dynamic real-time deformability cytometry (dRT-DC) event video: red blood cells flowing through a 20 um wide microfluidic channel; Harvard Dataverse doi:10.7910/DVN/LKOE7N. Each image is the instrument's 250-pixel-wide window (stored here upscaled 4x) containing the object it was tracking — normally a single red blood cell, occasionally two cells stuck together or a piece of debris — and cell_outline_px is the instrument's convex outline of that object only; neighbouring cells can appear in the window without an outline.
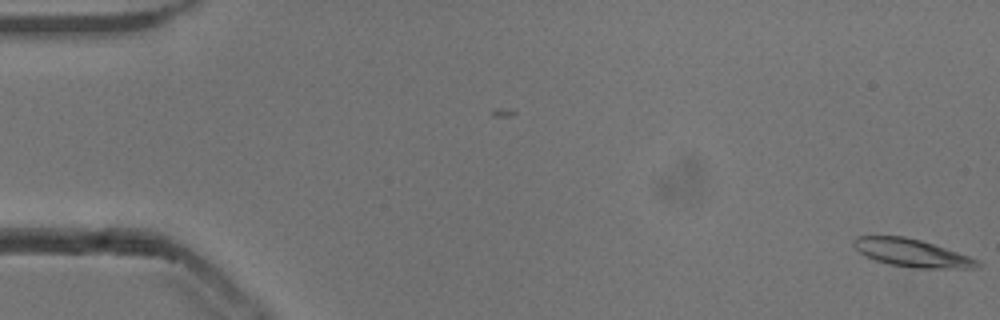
{"species": "common noctule bat (a hibernating species)", "species_latin": "Nyctalus noctula", "temperature_condition": "cold", "stored_images_in_passage": 54, "camera_frame_rate_fps": 3000, "um_per_image_px": 0.085, "animal": {"sex": "male", "body_mass_g": 13.3}, "frame": {"image": 1, "passage_image": 1, "time_ms": 0.0, "image_size_px": [1000, 320], "cell_outline_px": [[984, 264], [980, 268], [916, 268], [888, 264], [864, 256], [852, 244], [852, 240], [856, 236], [904, 236], [920, 240], [980, 260]], "centroid_in_image_um": [77.52, 21.51], "position_along_channel_um": 7.5, "area_um2": 20.0}}
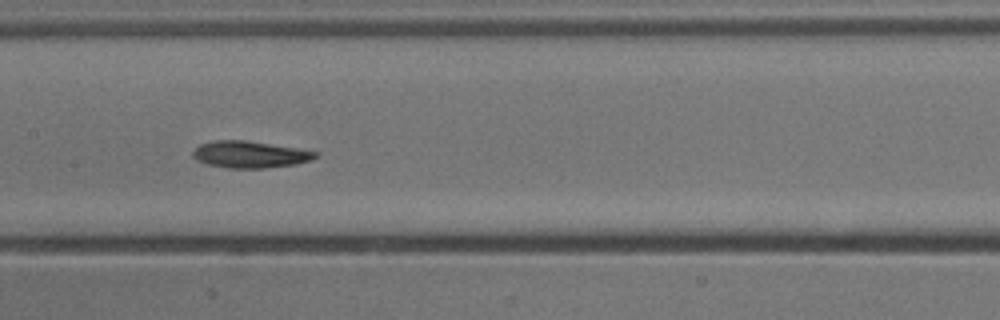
{"frame": {"image": 2, "passage_image": 27, "time_ms": 8.667, "image_size_px": [1000, 320], "cell_outline_px": [[320, 156], [312, 160], [296, 164], [264, 168], [228, 168], [208, 164], [196, 160], [192, 156], [192, 152], [200, 144], [212, 140], [244, 140], [320, 152]], "centroid_in_image_um": [21.25, 13.13], "position_along_channel_um": 186.1, "area_um2": 19.13}}
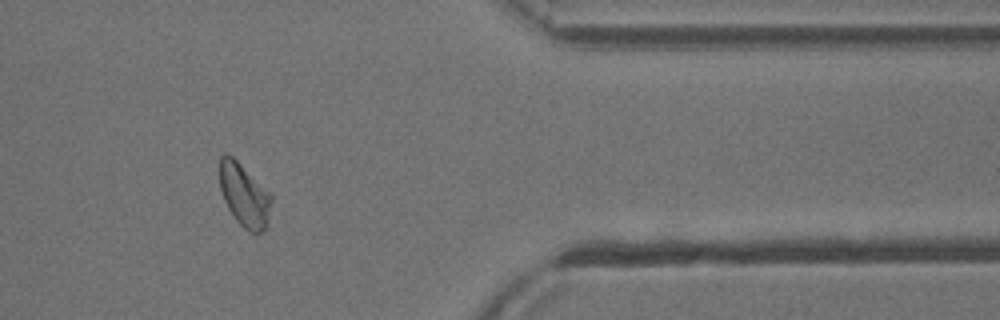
{"frame": {"image": 3, "passage_image": 45, "time_ms": 14.667, "image_size_px": [1000, 320], "cell_outline_px": [[272, 200], [264, 228], [256, 236], [248, 232], [236, 220], [228, 208], [224, 200], [220, 188], [220, 156], [224, 152], [228, 152], [272, 192]], "centroid_in_image_um": [20.76, 16.55], "position_along_channel_um": 390.6, "area_um2": 19.25}, "authors_computed_cell_mechanics": {"area_um2": 19.2474, "velocity_mm_per_s": 3.8039, "shape_relaxation_time_tau1_ms": 5.1017, "shape_relaxation_time_tau2_ms": 6.8348, "deformation_change_tau1": 0.1469, "deformation_change_tau2": 0.1368}}